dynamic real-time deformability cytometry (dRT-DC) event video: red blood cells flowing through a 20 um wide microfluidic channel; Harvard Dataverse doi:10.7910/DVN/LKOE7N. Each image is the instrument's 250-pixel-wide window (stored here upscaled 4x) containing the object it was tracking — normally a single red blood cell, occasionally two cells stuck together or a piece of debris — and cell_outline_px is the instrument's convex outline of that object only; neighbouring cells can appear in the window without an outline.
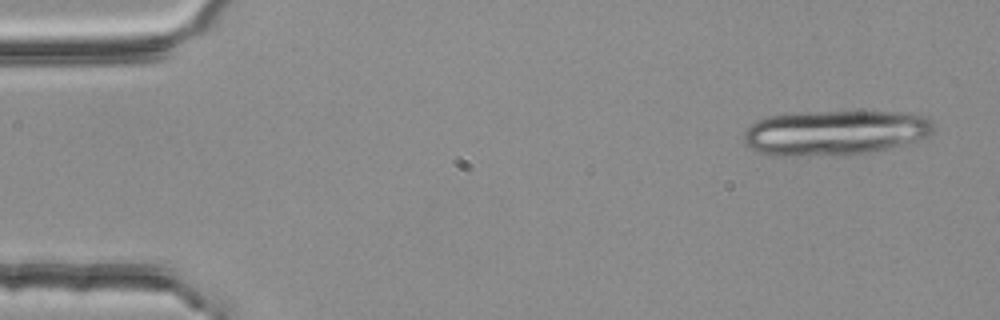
{"species": "common noctule bat (a hibernating species)", "species_latin": "Nyctalus noctula", "temperature_condition": "room temperature", "stored_images_in_passage": 4, "camera_frame_rate_fps": 3000, "um_per_image_px": 0.085, "animal": {"sex": "female", "body_mass_g": 25.1}, "frame": {"image": 1, "passage_image": 1, "time_ms": 0.0, "image_size_px": [1000, 320], "cell_outline_px": [[932, 132], [928, 136], [916, 140], [888, 148], [868, 152], [836, 156], [768, 156], [756, 152], [744, 144], [744, 132], [756, 120], [768, 116], [804, 112], [908, 112], [928, 116], [932, 120]], "centroid_in_image_um": [70.92, 11.29], "position_along_channel_um": 14.1, "area_um2": 50.23}}